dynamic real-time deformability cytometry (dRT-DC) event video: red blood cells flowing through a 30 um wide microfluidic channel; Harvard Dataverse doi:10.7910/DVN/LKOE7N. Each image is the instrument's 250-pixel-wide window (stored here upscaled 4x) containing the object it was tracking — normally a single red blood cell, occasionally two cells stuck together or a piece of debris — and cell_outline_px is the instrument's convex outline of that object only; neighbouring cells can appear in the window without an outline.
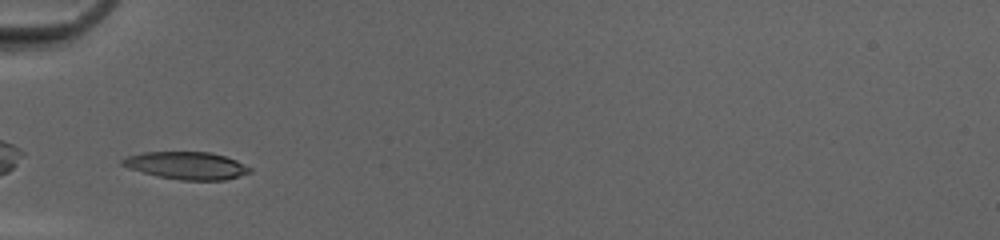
{"species": "common noctule bat (a hibernating species)", "species_latin": "Nyctalus noctula", "temperature_condition": "cold", "stored_images_in_passage": 26, "camera_frame_rate_fps": 3000, "um_per_image_px": 0.085, "animal": {"sex": "female", "body_mass_g": 20.0, "forearm_length_mm": 54.0}, "frame": {"image": 1, "passage_image": 1, "time_ms": 0.0, "image_size_px": [1000, 240], "cell_outline_px": [[252, 172], [224, 180], [180, 180], [160, 176], [144, 172], [120, 164], [120, 160], [128, 156], [140, 152], [212, 152], [236, 160], [252, 168]], "centroid_in_image_um": [15.89, 14.06], "position_along_channel_um": 69.1, "area_um2": 20.23}}
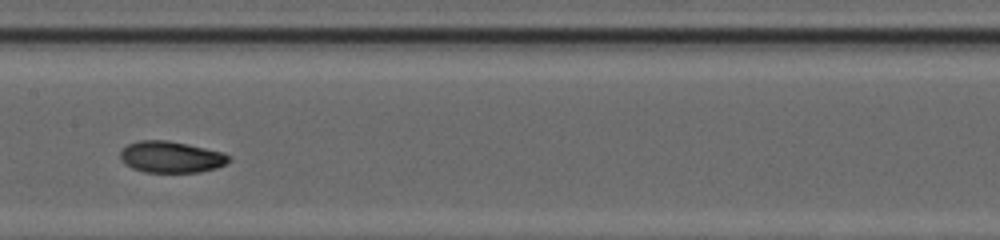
{"frame": {"image": 2, "passage_image": 10, "time_ms": 3.0, "image_size_px": [1000, 240], "cell_outline_px": [[232, 160], [216, 168], [200, 172], [144, 172], [132, 168], [124, 164], [120, 160], [120, 152], [128, 144], [140, 140], [168, 140], [188, 144], [224, 152], [232, 156]], "centroid_in_image_um": [14.56, 13.34], "position_along_channel_um": 192.8, "area_um2": 20.11}}
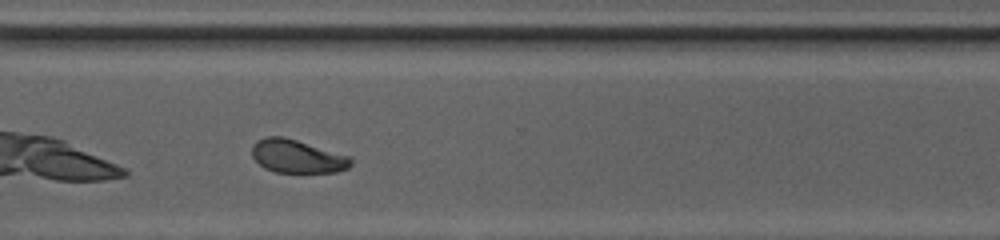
{"frame": {"image": 3, "passage_image": 21, "time_ms": 6.667, "image_size_px": [1000, 240], "cell_outline_px": [[352, 164], [348, 168], [336, 172], [300, 176], [276, 172], [264, 168], [252, 156], [252, 144], [256, 140], [264, 136], [284, 136], [352, 156]], "centroid_in_image_um": [25.29, 13.33], "position_along_channel_um": 345.3, "area_um2": 20.29}, "authors_computed_cell_mechanics": {"area_um2": 19.5942, "velocity_mm_per_s": 4.1769, "shape_relaxation_time_tau1_ms": 4.5317, "shape_relaxation_time_tau2_ms": 7.9977, "deformation_change_tau1": 0.1501, "deformation_change_tau2": 0.1114}}